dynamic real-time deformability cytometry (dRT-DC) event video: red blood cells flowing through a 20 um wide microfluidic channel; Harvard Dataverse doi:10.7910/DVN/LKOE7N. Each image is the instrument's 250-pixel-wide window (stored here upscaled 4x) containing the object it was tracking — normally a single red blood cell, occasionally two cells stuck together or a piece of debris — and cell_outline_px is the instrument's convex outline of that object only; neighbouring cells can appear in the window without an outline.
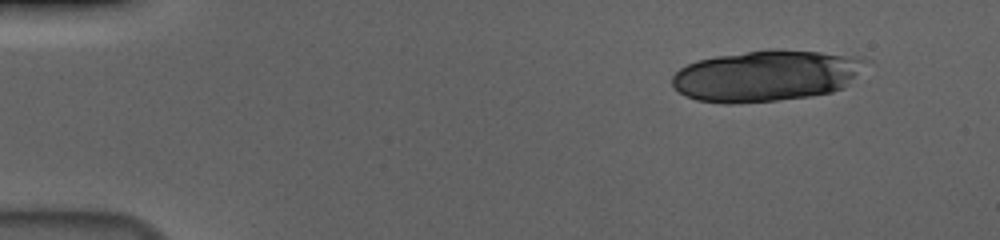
{"species": "human", "species_latin": "Homo sapiens", "temperature_condition": "cold", "stored_images_in_passage": 17, "camera_frame_rate_fps": 3000, "um_per_image_px": 0.085, "donor": {"sex": "male"}, "frame": {"image": 1, "passage_image": 1, "time_ms": 0.0, "image_size_px": [1000, 240], "cell_outline_px": [[864, 60], [856, 72], [840, 88], [832, 92], [808, 96], [776, 100], [732, 104], [728, 104], [696, 100], [680, 92], [672, 84], [672, 76], [680, 68], [688, 64], [700, 60], [716, 56], [768, 48], [780, 48], [820, 52]], "centroid_in_image_um": [64.97, 6.44], "position_along_channel_um": 20.0, "area_um2": 56.41}}
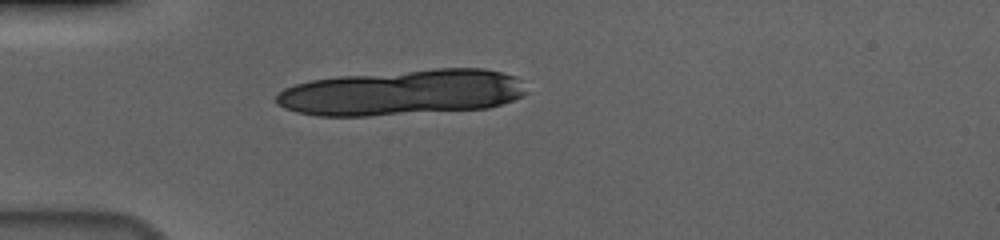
{"frame": {"image": 2, "passage_image": 11, "time_ms": 3.333, "image_size_px": [1000, 240], "cell_outline_px": [[528, 92], [512, 100], [488, 108], [368, 116], [320, 116], [296, 112], [284, 108], [276, 104], [276, 96], [284, 88], [296, 84], [312, 80], [340, 76], [436, 68], [484, 68], [516, 76], [520, 80]], "centroid_in_image_um": [34.18, 7.86], "position_along_channel_um": 50.8, "area_um2": 66.47}}